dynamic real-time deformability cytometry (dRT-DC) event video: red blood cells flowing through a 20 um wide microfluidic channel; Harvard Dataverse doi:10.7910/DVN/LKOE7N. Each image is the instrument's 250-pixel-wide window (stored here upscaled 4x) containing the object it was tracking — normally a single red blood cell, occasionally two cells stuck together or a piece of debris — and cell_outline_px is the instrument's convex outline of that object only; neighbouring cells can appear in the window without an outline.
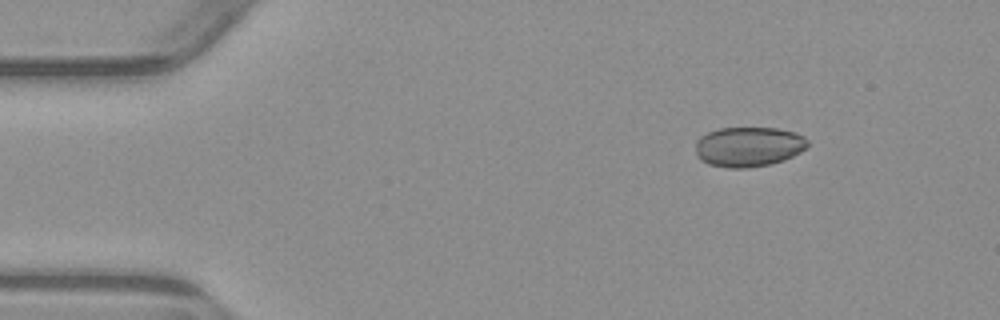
{"species": "common noctule bat (a hibernating species)", "species_latin": "Nyctalus noctula", "temperature_condition": "warm", "stored_images_in_passage": 3, "camera_frame_rate_fps": 3000, "um_per_image_px": 0.085, "animal": {"sex": "male", "body_mass_g": 23.1, "forearm_length_mm": 52.7}, "frame": {"image": 1, "passage_image": 1, "time_ms": 0.0, "image_size_px": [1000, 320], "cell_outline_px": [[808, 148], [784, 160], [768, 164], [748, 168], [728, 168], [708, 164], [700, 160], [696, 156], [696, 140], [700, 136], [708, 132], [720, 128], [776, 128], [796, 132], [804, 136], [808, 140]], "centroid_in_image_um": [63.62, 12.47], "position_along_channel_um": 21.4, "area_um2": 26.3}}